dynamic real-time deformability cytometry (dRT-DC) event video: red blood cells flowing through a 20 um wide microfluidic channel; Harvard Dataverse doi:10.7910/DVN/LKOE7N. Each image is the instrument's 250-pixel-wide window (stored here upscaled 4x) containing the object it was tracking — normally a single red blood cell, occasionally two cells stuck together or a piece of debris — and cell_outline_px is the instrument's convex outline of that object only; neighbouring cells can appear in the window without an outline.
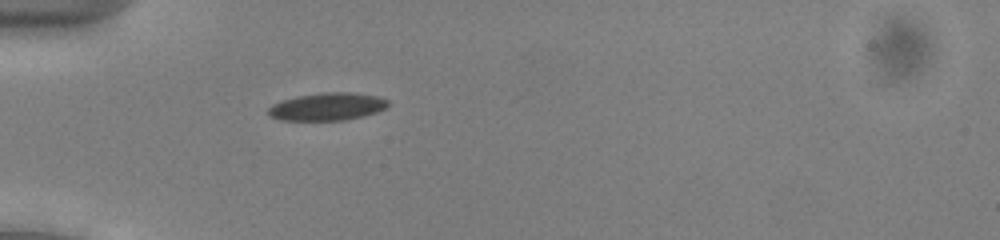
{"species": "common noctule bat (a hibernating species)", "species_latin": "Nyctalus noctula", "temperature_condition": "cold", "stored_images_in_passage": 37, "camera_frame_rate_fps": 3000, "um_per_image_px": 0.085, "animal": {"sex": "male", "body_mass_g": 13.0, "forearm_length_mm": 53.1}, "frame": {"image": 1, "passage_image": 1, "time_ms": 0.0, "image_size_px": [1000, 240], "cell_outline_px": [[388, 104], [384, 108], [376, 112], [364, 116], [344, 120], [280, 120], [268, 116], [268, 108], [272, 104], [280, 100], [296, 96], [320, 92], [352, 92], [380, 96], [388, 100]], "centroid_in_image_um": [27.79, 9.05], "position_along_channel_um": 57.2, "area_um2": 19.54}}
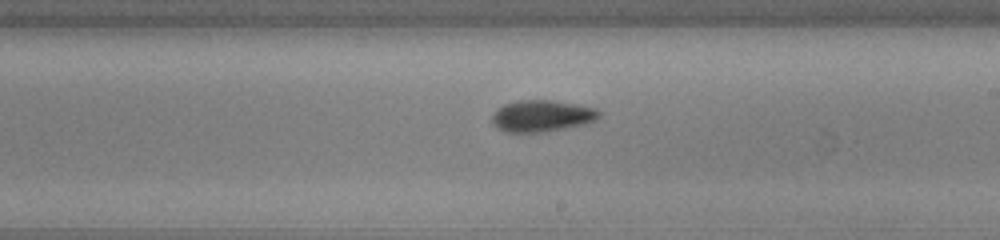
{"frame": {"image": 2, "passage_image": 16, "time_ms": 5.0, "image_size_px": [1000, 240], "cell_outline_px": [[600, 116], [596, 120], [584, 124], [544, 132], [504, 132], [496, 128], [492, 124], [492, 116], [504, 104], [520, 100], [552, 100], [576, 104], [596, 108], [600, 112]], "centroid_in_image_um": [46.06, 9.86], "position_along_channel_um": 242.9, "area_um2": 19.65}}
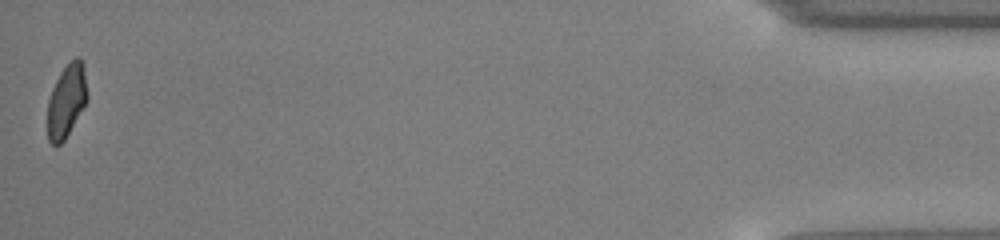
{"frame": {"image": 3, "passage_image": 37, "time_ms": 12.0, "image_size_px": [1000, 240], "cell_outline_px": [[88, 100], [64, 140], [56, 148], [48, 140], [48, 100], [52, 88], [60, 72], [76, 56], [80, 56], [84, 72], [88, 96]], "centroid_in_image_um": [5.65, 8.59], "position_along_channel_um": 429.6, "area_um2": 16.82}, "authors_computed_cell_mechanics": {"area_um2": 18.5538, "velocity_mm_per_s": 3.9136, "shape_relaxation_time_tau1_ms": 2.144, "shape_relaxation_time_tau2_ms": 2.8096, "deformation_change_tau1": 0.112, "deformation_change_tau2": 0.0893}}